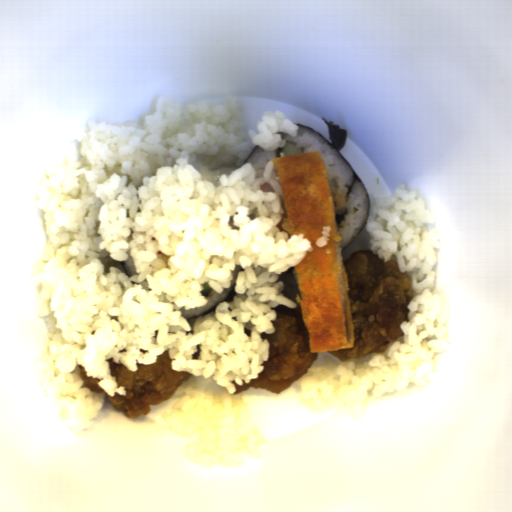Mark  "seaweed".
<instances>
[{
	"label": "seaweed",
	"instance_id": "1",
	"mask_svg": "<svg viewBox=\"0 0 512 512\" xmlns=\"http://www.w3.org/2000/svg\"><path fill=\"white\" fill-rule=\"evenodd\" d=\"M322 121L328 127L330 141L324 135H322L317 130H315L314 128H311V127H308V126H305L302 124H294V125L298 126V128L303 127L305 129H308V130L314 132L315 134H317L320 138H322L325 142H327L335 150V152L342 158V160L345 162V164L351 170L352 175H353V181H352V184L347 192V196L350 195V192H351L355 182H360V184L362 185V187L367 195L368 212L366 215L365 222H364L363 226L361 227V229L356 234V236L350 241V243L343 250H341V253H342L358 237V235L364 230V228L369 220L371 200H370V194H369L365 184L363 183V181L361 180L359 175L356 173V171L353 169V167L350 165V163L347 161V159L341 153V149L346 145L347 139H348L346 129L341 128L335 122H330V121L326 120L323 116H322Z\"/></svg>",
	"mask_w": 512,
	"mask_h": 512
},
{
	"label": "seaweed",
	"instance_id": "2",
	"mask_svg": "<svg viewBox=\"0 0 512 512\" xmlns=\"http://www.w3.org/2000/svg\"><path fill=\"white\" fill-rule=\"evenodd\" d=\"M258 146H259V145H257V144H256V145L252 148V150H251L250 154L246 157V159H245L244 163H247V161H248L249 157L251 156V154L255 151V149H256Z\"/></svg>",
	"mask_w": 512,
	"mask_h": 512
}]
</instances>
